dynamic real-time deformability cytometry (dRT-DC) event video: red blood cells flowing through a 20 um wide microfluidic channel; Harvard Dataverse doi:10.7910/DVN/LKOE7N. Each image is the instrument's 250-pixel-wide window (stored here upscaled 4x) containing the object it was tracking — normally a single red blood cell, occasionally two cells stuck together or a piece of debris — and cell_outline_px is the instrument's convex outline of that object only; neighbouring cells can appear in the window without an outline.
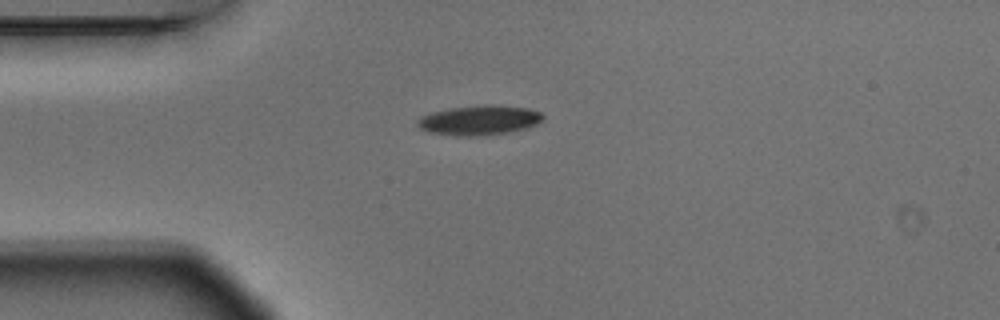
{"species": "Egyptian fruit bat (a non-hibernating species)", "species_latin": "Rousettus aegyptiacus", "temperature_condition": "warm", "stored_images_in_passage": 2, "camera_frame_rate_fps": 3000, "um_per_image_px": 0.085, "animal": {"sex": "male"}, "frame": {"image": 1, "passage_image": 1, "time_ms": 0.0, "image_size_px": [1000, 320], "cell_outline_px": [[544, 120], [528, 128], [508, 132], [476, 136], [456, 136], [428, 132], [420, 128], [416, 124], [416, 120], [420, 116], [428, 112], [452, 108], [484, 104], [492, 104], [528, 108], [540, 112], [544, 116]], "centroid_in_image_um": [40.71, 10.21], "position_along_channel_um": 44.3, "area_um2": 22.02}}
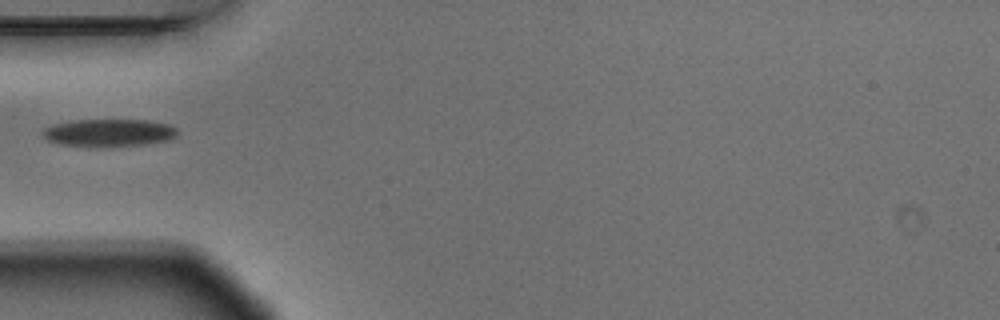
{"frame": {"image": 2, "passage_image": 2, "time_ms": 0.333, "image_size_px": [1000, 320], "cell_outline_px": [[176, 136], [168, 140], [144, 144], [60, 144], [48, 140], [40, 132], [44, 128], [52, 124], [76, 120], [148, 120], [168, 124], [176, 128]], "centroid_in_image_um": [9.25, 11.23], "position_along_channel_um": 75.7, "area_um2": 20.63}}